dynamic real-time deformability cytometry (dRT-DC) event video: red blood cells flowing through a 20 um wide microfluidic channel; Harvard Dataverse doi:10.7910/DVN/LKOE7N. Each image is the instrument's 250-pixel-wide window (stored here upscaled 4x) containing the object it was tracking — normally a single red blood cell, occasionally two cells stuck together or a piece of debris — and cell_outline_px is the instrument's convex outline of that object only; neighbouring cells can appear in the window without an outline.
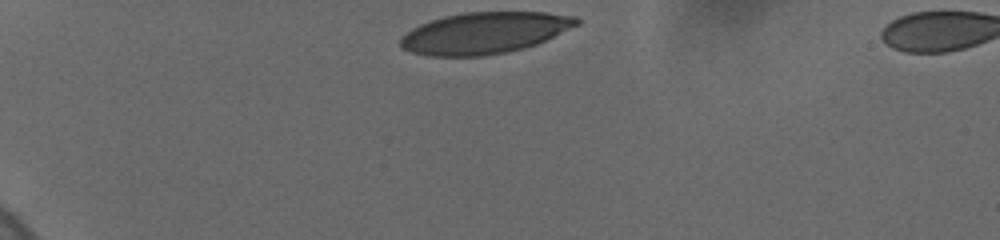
{"species": "human", "species_latin": "Homo sapiens", "temperature_condition": "cold", "stored_images_in_passage": 49, "camera_frame_rate_fps": 3000, "um_per_image_px": 0.085, "donor": {"sex": "female"}, "frame": {"image": 1, "passage_image": 1, "time_ms": 0.0, "image_size_px": [1000, 240], "cell_outline_px": [[580, 24], [536, 44], [524, 48], [484, 56], [428, 56], [412, 52], [400, 48], [400, 36], [412, 28], [420, 24], [444, 16], [464, 12], [544, 12], [576, 16], [580, 20]], "centroid_in_image_um": [41.16, 2.8], "position_along_channel_um": 43.8, "area_um2": 42.6}}
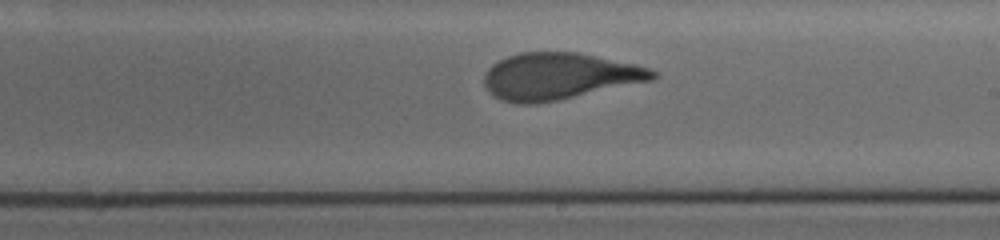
{"frame": {"image": 2, "passage_image": 31, "time_ms": 7.0, "image_size_px": [1000, 240], "cell_outline_px": [[656, 76], [652, 80], [556, 100], [536, 104], [516, 104], [500, 100], [492, 96], [488, 92], [484, 84], [484, 76], [488, 68], [492, 64], [508, 56], [520, 52], [576, 52], [636, 64], [652, 68], [656, 72]], "centroid_in_image_um": [47.48, 6.48], "position_along_channel_um": 241.5, "area_um2": 45.72}}
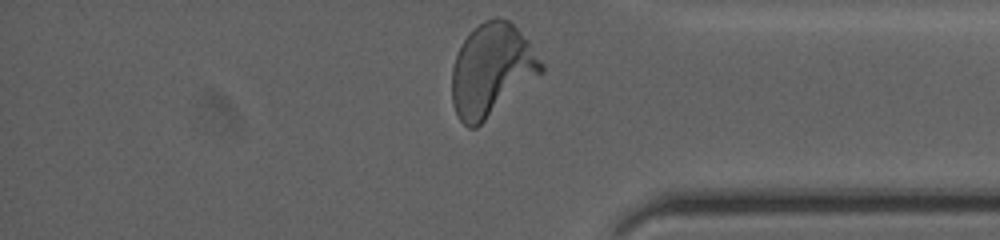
{"frame": {"image": 3, "passage_image": 49, "time_ms": 11.333, "image_size_px": [1000, 240], "cell_outline_px": [[544, 72], [476, 128], [468, 128], [460, 120], [452, 104], [452, 68], [456, 56], [464, 40], [484, 20], [496, 16], [508, 20], [528, 40], [544, 64]], "centroid_in_image_um": [41.8, 5.97], "position_along_channel_um": 393.4, "area_um2": 47.8}, "authors_computed_cell_mechanics": {"area_um2": 45.7198, "velocity_mm_per_s": 3.6711, "shape_relaxation_time_tau1_ms": 5.1441, "shape_relaxation_time_tau2_ms": null, "deformation_change_tau1": 0.2268, "deformation_change_tau2": null}}